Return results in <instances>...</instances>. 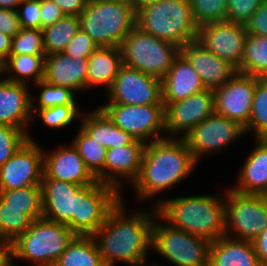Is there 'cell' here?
Wrapping results in <instances>:
<instances>
[{
	"label": "cell",
	"mask_w": 267,
	"mask_h": 266,
	"mask_svg": "<svg viewBox=\"0 0 267 266\" xmlns=\"http://www.w3.org/2000/svg\"><path fill=\"white\" fill-rule=\"evenodd\" d=\"M124 204L122 198L92 236L105 266H115L116 261L130 266H145L157 209L154 206L152 210L140 209L129 215Z\"/></svg>",
	"instance_id": "6da1fadb"
},
{
	"label": "cell",
	"mask_w": 267,
	"mask_h": 266,
	"mask_svg": "<svg viewBox=\"0 0 267 266\" xmlns=\"http://www.w3.org/2000/svg\"><path fill=\"white\" fill-rule=\"evenodd\" d=\"M197 163L184 138L175 136L148 142L139 175L132 183L138 200H148L179 184Z\"/></svg>",
	"instance_id": "7a4b0ae2"
},
{
	"label": "cell",
	"mask_w": 267,
	"mask_h": 266,
	"mask_svg": "<svg viewBox=\"0 0 267 266\" xmlns=\"http://www.w3.org/2000/svg\"><path fill=\"white\" fill-rule=\"evenodd\" d=\"M224 199L220 195L181 196L159 199L154 206L173 227L213 242L226 236Z\"/></svg>",
	"instance_id": "3957f363"
},
{
	"label": "cell",
	"mask_w": 267,
	"mask_h": 266,
	"mask_svg": "<svg viewBox=\"0 0 267 266\" xmlns=\"http://www.w3.org/2000/svg\"><path fill=\"white\" fill-rule=\"evenodd\" d=\"M136 26L147 34L182 47L197 40L198 25L189 0H160L136 11Z\"/></svg>",
	"instance_id": "277c9868"
},
{
	"label": "cell",
	"mask_w": 267,
	"mask_h": 266,
	"mask_svg": "<svg viewBox=\"0 0 267 266\" xmlns=\"http://www.w3.org/2000/svg\"><path fill=\"white\" fill-rule=\"evenodd\" d=\"M76 234L65 224L40 218L9 245L10 266L16 260L33 262L36 266H54L61 253Z\"/></svg>",
	"instance_id": "5b68a950"
},
{
	"label": "cell",
	"mask_w": 267,
	"mask_h": 266,
	"mask_svg": "<svg viewBox=\"0 0 267 266\" xmlns=\"http://www.w3.org/2000/svg\"><path fill=\"white\" fill-rule=\"evenodd\" d=\"M136 12L127 0H88L79 16L80 29L98 47H120L136 26Z\"/></svg>",
	"instance_id": "8992f818"
},
{
	"label": "cell",
	"mask_w": 267,
	"mask_h": 266,
	"mask_svg": "<svg viewBox=\"0 0 267 266\" xmlns=\"http://www.w3.org/2000/svg\"><path fill=\"white\" fill-rule=\"evenodd\" d=\"M122 63L162 79L170 70L180 47L147 34L135 26L120 45Z\"/></svg>",
	"instance_id": "52a82bcc"
},
{
	"label": "cell",
	"mask_w": 267,
	"mask_h": 266,
	"mask_svg": "<svg viewBox=\"0 0 267 266\" xmlns=\"http://www.w3.org/2000/svg\"><path fill=\"white\" fill-rule=\"evenodd\" d=\"M210 243L173 227L158 213L154 217L151 248L175 266H209Z\"/></svg>",
	"instance_id": "ba28073f"
},
{
	"label": "cell",
	"mask_w": 267,
	"mask_h": 266,
	"mask_svg": "<svg viewBox=\"0 0 267 266\" xmlns=\"http://www.w3.org/2000/svg\"><path fill=\"white\" fill-rule=\"evenodd\" d=\"M224 194L226 236L254 241L267 228V196L243 194L230 187Z\"/></svg>",
	"instance_id": "9c48e42d"
},
{
	"label": "cell",
	"mask_w": 267,
	"mask_h": 266,
	"mask_svg": "<svg viewBox=\"0 0 267 266\" xmlns=\"http://www.w3.org/2000/svg\"><path fill=\"white\" fill-rule=\"evenodd\" d=\"M122 198V193L115 187L99 181L82 186L76 192L72 231L76 235L92 236Z\"/></svg>",
	"instance_id": "30bf717a"
},
{
	"label": "cell",
	"mask_w": 267,
	"mask_h": 266,
	"mask_svg": "<svg viewBox=\"0 0 267 266\" xmlns=\"http://www.w3.org/2000/svg\"><path fill=\"white\" fill-rule=\"evenodd\" d=\"M99 108L116 126L139 141L147 144L166 138L161 136L166 131L164 105L105 104Z\"/></svg>",
	"instance_id": "8fae6325"
},
{
	"label": "cell",
	"mask_w": 267,
	"mask_h": 266,
	"mask_svg": "<svg viewBox=\"0 0 267 266\" xmlns=\"http://www.w3.org/2000/svg\"><path fill=\"white\" fill-rule=\"evenodd\" d=\"M107 93L106 104L164 105L161 80L124 64Z\"/></svg>",
	"instance_id": "7c38bea8"
},
{
	"label": "cell",
	"mask_w": 267,
	"mask_h": 266,
	"mask_svg": "<svg viewBox=\"0 0 267 266\" xmlns=\"http://www.w3.org/2000/svg\"><path fill=\"white\" fill-rule=\"evenodd\" d=\"M34 140L28 134V140L23 146L6 163L0 166V190L41 185L44 150Z\"/></svg>",
	"instance_id": "4fadbf2b"
},
{
	"label": "cell",
	"mask_w": 267,
	"mask_h": 266,
	"mask_svg": "<svg viewBox=\"0 0 267 266\" xmlns=\"http://www.w3.org/2000/svg\"><path fill=\"white\" fill-rule=\"evenodd\" d=\"M244 134V127L238 122L213 113L198 123L184 139L198 162L204 154L225 149Z\"/></svg>",
	"instance_id": "5bb4252c"
},
{
	"label": "cell",
	"mask_w": 267,
	"mask_h": 266,
	"mask_svg": "<svg viewBox=\"0 0 267 266\" xmlns=\"http://www.w3.org/2000/svg\"><path fill=\"white\" fill-rule=\"evenodd\" d=\"M163 103L165 133H170L167 138H174V135L185 138L198 123L215 113L212 89H204L183 100Z\"/></svg>",
	"instance_id": "9a60e30c"
},
{
	"label": "cell",
	"mask_w": 267,
	"mask_h": 266,
	"mask_svg": "<svg viewBox=\"0 0 267 266\" xmlns=\"http://www.w3.org/2000/svg\"><path fill=\"white\" fill-rule=\"evenodd\" d=\"M257 77L236 72L225 84L213 89L215 113L245 127L250 119Z\"/></svg>",
	"instance_id": "2e32d148"
},
{
	"label": "cell",
	"mask_w": 267,
	"mask_h": 266,
	"mask_svg": "<svg viewBox=\"0 0 267 266\" xmlns=\"http://www.w3.org/2000/svg\"><path fill=\"white\" fill-rule=\"evenodd\" d=\"M247 35L245 25L228 21L211 22L199 27L197 41L238 69L244 55Z\"/></svg>",
	"instance_id": "e0dca14e"
},
{
	"label": "cell",
	"mask_w": 267,
	"mask_h": 266,
	"mask_svg": "<svg viewBox=\"0 0 267 266\" xmlns=\"http://www.w3.org/2000/svg\"><path fill=\"white\" fill-rule=\"evenodd\" d=\"M42 178H55L80 186L98 182L72 143L68 147L61 145L56 150L43 151Z\"/></svg>",
	"instance_id": "ac0fdd59"
},
{
	"label": "cell",
	"mask_w": 267,
	"mask_h": 266,
	"mask_svg": "<svg viewBox=\"0 0 267 266\" xmlns=\"http://www.w3.org/2000/svg\"><path fill=\"white\" fill-rule=\"evenodd\" d=\"M81 187L55 178H42L43 218L65 224L72 230V214H75L76 192Z\"/></svg>",
	"instance_id": "d6986e66"
},
{
	"label": "cell",
	"mask_w": 267,
	"mask_h": 266,
	"mask_svg": "<svg viewBox=\"0 0 267 266\" xmlns=\"http://www.w3.org/2000/svg\"><path fill=\"white\" fill-rule=\"evenodd\" d=\"M180 53L198 73L206 89L222 86L237 72L234 66L217 57L197 40L182 46Z\"/></svg>",
	"instance_id": "ffe728a7"
},
{
	"label": "cell",
	"mask_w": 267,
	"mask_h": 266,
	"mask_svg": "<svg viewBox=\"0 0 267 266\" xmlns=\"http://www.w3.org/2000/svg\"><path fill=\"white\" fill-rule=\"evenodd\" d=\"M28 84L5 80L0 83V125L22 129L34 119L31 112V93Z\"/></svg>",
	"instance_id": "44dd1931"
},
{
	"label": "cell",
	"mask_w": 267,
	"mask_h": 266,
	"mask_svg": "<svg viewBox=\"0 0 267 266\" xmlns=\"http://www.w3.org/2000/svg\"><path fill=\"white\" fill-rule=\"evenodd\" d=\"M146 143L137 140L134 144L119 148H108L105 159V184L121 191V179L131 181L137 179ZM121 178V179H120Z\"/></svg>",
	"instance_id": "7402d4cb"
},
{
	"label": "cell",
	"mask_w": 267,
	"mask_h": 266,
	"mask_svg": "<svg viewBox=\"0 0 267 266\" xmlns=\"http://www.w3.org/2000/svg\"><path fill=\"white\" fill-rule=\"evenodd\" d=\"M88 58H71L63 52L45 56L46 82L69 88L74 92L86 89Z\"/></svg>",
	"instance_id": "603a6c76"
},
{
	"label": "cell",
	"mask_w": 267,
	"mask_h": 266,
	"mask_svg": "<svg viewBox=\"0 0 267 266\" xmlns=\"http://www.w3.org/2000/svg\"><path fill=\"white\" fill-rule=\"evenodd\" d=\"M163 102H176L206 89L188 60L181 54L161 79Z\"/></svg>",
	"instance_id": "cb8c5ba5"
},
{
	"label": "cell",
	"mask_w": 267,
	"mask_h": 266,
	"mask_svg": "<svg viewBox=\"0 0 267 266\" xmlns=\"http://www.w3.org/2000/svg\"><path fill=\"white\" fill-rule=\"evenodd\" d=\"M238 177L233 190L267 196V138L255 139V147L242 165Z\"/></svg>",
	"instance_id": "d4e9b609"
},
{
	"label": "cell",
	"mask_w": 267,
	"mask_h": 266,
	"mask_svg": "<svg viewBox=\"0 0 267 266\" xmlns=\"http://www.w3.org/2000/svg\"><path fill=\"white\" fill-rule=\"evenodd\" d=\"M209 266H263L253 243L228 236L210 243Z\"/></svg>",
	"instance_id": "484cf974"
},
{
	"label": "cell",
	"mask_w": 267,
	"mask_h": 266,
	"mask_svg": "<svg viewBox=\"0 0 267 266\" xmlns=\"http://www.w3.org/2000/svg\"><path fill=\"white\" fill-rule=\"evenodd\" d=\"M83 115L80 128L106 149L123 147L137 141L131 134L116 126L99 106L93 112Z\"/></svg>",
	"instance_id": "4316f807"
},
{
	"label": "cell",
	"mask_w": 267,
	"mask_h": 266,
	"mask_svg": "<svg viewBox=\"0 0 267 266\" xmlns=\"http://www.w3.org/2000/svg\"><path fill=\"white\" fill-rule=\"evenodd\" d=\"M122 64L120 47H98L88 57L86 90L104 85L108 91Z\"/></svg>",
	"instance_id": "83f0119b"
},
{
	"label": "cell",
	"mask_w": 267,
	"mask_h": 266,
	"mask_svg": "<svg viewBox=\"0 0 267 266\" xmlns=\"http://www.w3.org/2000/svg\"><path fill=\"white\" fill-rule=\"evenodd\" d=\"M54 266H105L93 236L76 235Z\"/></svg>",
	"instance_id": "f1b7e54d"
},
{
	"label": "cell",
	"mask_w": 267,
	"mask_h": 266,
	"mask_svg": "<svg viewBox=\"0 0 267 266\" xmlns=\"http://www.w3.org/2000/svg\"><path fill=\"white\" fill-rule=\"evenodd\" d=\"M46 55H9L6 59V75L4 77L9 81L29 84V78L34 84L44 78ZM32 77V78H31Z\"/></svg>",
	"instance_id": "f546056e"
},
{
	"label": "cell",
	"mask_w": 267,
	"mask_h": 266,
	"mask_svg": "<svg viewBox=\"0 0 267 266\" xmlns=\"http://www.w3.org/2000/svg\"><path fill=\"white\" fill-rule=\"evenodd\" d=\"M0 200L8 205V208L24 210V214L31 221L43 218L41 185L0 190Z\"/></svg>",
	"instance_id": "4dcf8cb0"
},
{
	"label": "cell",
	"mask_w": 267,
	"mask_h": 266,
	"mask_svg": "<svg viewBox=\"0 0 267 266\" xmlns=\"http://www.w3.org/2000/svg\"><path fill=\"white\" fill-rule=\"evenodd\" d=\"M79 29V17L75 15H64L56 23L42 29L45 55L63 52Z\"/></svg>",
	"instance_id": "1f68e13d"
},
{
	"label": "cell",
	"mask_w": 267,
	"mask_h": 266,
	"mask_svg": "<svg viewBox=\"0 0 267 266\" xmlns=\"http://www.w3.org/2000/svg\"><path fill=\"white\" fill-rule=\"evenodd\" d=\"M237 72L267 78V36L247 35L244 55Z\"/></svg>",
	"instance_id": "d6a6232c"
},
{
	"label": "cell",
	"mask_w": 267,
	"mask_h": 266,
	"mask_svg": "<svg viewBox=\"0 0 267 266\" xmlns=\"http://www.w3.org/2000/svg\"><path fill=\"white\" fill-rule=\"evenodd\" d=\"M85 166L97 181L105 184V159L107 149L91 139L81 128L72 141Z\"/></svg>",
	"instance_id": "836d02e7"
},
{
	"label": "cell",
	"mask_w": 267,
	"mask_h": 266,
	"mask_svg": "<svg viewBox=\"0 0 267 266\" xmlns=\"http://www.w3.org/2000/svg\"><path fill=\"white\" fill-rule=\"evenodd\" d=\"M245 133L253 132L255 138H267V78H258L253 95L251 114Z\"/></svg>",
	"instance_id": "e575fe53"
},
{
	"label": "cell",
	"mask_w": 267,
	"mask_h": 266,
	"mask_svg": "<svg viewBox=\"0 0 267 266\" xmlns=\"http://www.w3.org/2000/svg\"><path fill=\"white\" fill-rule=\"evenodd\" d=\"M38 89H41V93L38 97L31 96V110H42L49 107H55L60 105H77L78 102L75 99V92L69 88L56 86L40 80L35 84ZM38 100L36 104L34 100ZM36 104V106H34Z\"/></svg>",
	"instance_id": "d590c367"
},
{
	"label": "cell",
	"mask_w": 267,
	"mask_h": 266,
	"mask_svg": "<svg viewBox=\"0 0 267 266\" xmlns=\"http://www.w3.org/2000/svg\"><path fill=\"white\" fill-rule=\"evenodd\" d=\"M31 220L24 210L8 208L0 200V239L10 245L30 226Z\"/></svg>",
	"instance_id": "8d00e7d4"
},
{
	"label": "cell",
	"mask_w": 267,
	"mask_h": 266,
	"mask_svg": "<svg viewBox=\"0 0 267 266\" xmlns=\"http://www.w3.org/2000/svg\"><path fill=\"white\" fill-rule=\"evenodd\" d=\"M189 3L198 27L211 22L226 21L227 0H189Z\"/></svg>",
	"instance_id": "74e56055"
},
{
	"label": "cell",
	"mask_w": 267,
	"mask_h": 266,
	"mask_svg": "<svg viewBox=\"0 0 267 266\" xmlns=\"http://www.w3.org/2000/svg\"><path fill=\"white\" fill-rule=\"evenodd\" d=\"M45 55L43 33L39 29L22 28L12 37L10 55Z\"/></svg>",
	"instance_id": "f35d334b"
},
{
	"label": "cell",
	"mask_w": 267,
	"mask_h": 266,
	"mask_svg": "<svg viewBox=\"0 0 267 266\" xmlns=\"http://www.w3.org/2000/svg\"><path fill=\"white\" fill-rule=\"evenodd\" d=\"M78 108L79 106L77 105H60L42 110H31V112L32 115L34 113L38 114L47 127L62 129L71 125L76 118L81 119L83 113Z\"/></svg>",
	"instance_id": "ab89813d"
},
{
	"label": "cell",
	"mask_w": 267,
	"mask_h": 266,
	"mask_svg": "<svg viewBox=\"0 0 267 266\" xmlns=\"http://www.w3.org/2000/svg\"><path fill=\"white\" fill-rule=\"evenodd\" d=\"M28 140V134L22 129L0 125V166Z\"/></svg>",
	"instance_id": "60d3db41"
},
{
	"label": "cell",
	"mask_w": 267,
	"mask_h": 266,
	"mask_svg": "<svg viewBox=\"0 0 267 266\" xmlns=\"http://www.w3.org/2000/svg\"><path fill=\"white\" fill-rule=\"evenodd\" d=\"M264 0H227L226 21L245 25Z\"/></svg>",
	"instance_id": "b9f144b4"
},
{
	"label": "cell",
	"mask_w": 267,
	"mask_h": 266,
	"mask_svg": "<svg viewBox=\"0 0 267 266\" xmlns=\"http://www.w3.org/2000/svg\"><path fill=\"white\" fill-rule=\"evenodd\" d=\"M97 48L98 46L92 38L79 29L72 40L67 44L63 53L71 58H88Z\"/></svg>",
	"instance_id": "7bdbcfd3"
},
{
	"label": "cell",
	"mask_w": 267,
	"mask_h": 266,
	"mask_svg": "<svg viewBox=\"0 0 267 266\" xmlns=\"http://www.w3.org/2000/svg\"><path fill=\"white\" fill-rule=\"evenodd\" d=\"M17 13L22 28L41 30L40 0H22Z\"/></svg>",
	"instance_id": "ee69618b"
},
{
	"label": "cell",
	"mask_w": 267,
	"mask_h": 266,
	"mask_svg": "<svg viewBox=\"0 0 267 266\" xmlns=\"http://www.w3.org/2000/svg\"><path fill=\"white\" fill-rule=\"evenodd\" d=\"M245 28L248 34L267 36V0L250 17Z\"/></svg>",
	"instance_id": "f6af8a7d"
},
{
	"label": "cell",
	"mask_w": 267,
	"mask_h": 266,
	"mask_svg": "<svg viewBox=\"0 0 267 266\" xmlns=\"http://www.w3.org/2000/svg\"><path fill=\"white\" fill-rule=\"evenodd\" d=\"M64 13L53 0H40L41 30L56 23Z\"/></svg>",
	"instance_id": "bcb514c9"
},
{
	"label": "cell",
	"mask_w": 267,
	"mask_h": 266,
	"mask_svg": "<svg viewBox=\"0 0 267 266\" xmlns=\"http://www.w3.org/2000/svg\"><path fill=\"white\" fill-rule=\"evenodd\" d=\"M20 29L17 10L0 8V31L13 37Z\"/></svg>",
	"instance_id": "7dc6e473"
},
{
	"label": "cell",
	"mask_w": 267,
	"mask_h": 266,
	"mask_svg": "<svg viewBox=\"0 0 267 266\" xmlns=\"http://www.w3.org/2000/svg\"><path fill=\"white\" fill-rule=\"evenodd\" d=\"M64 15H75L80 16V14L85 9L88 0H53Z\"/></svg>",
	"instance_id": "c3c4849f"
},
{
	"label": "cell",
	"mask_w": 267,
	"mask_h": 266,
	"mask_svg": "<svg viewBox=\"0 0 267 266\" xmlns=\"http://www.w3.org/2000/svg\"><path fill=\"white\" fill-rule=\"evenodd\" d=\"M252 243L261 264L267 266V228Z\"/></svg>",
	"instance_id": "681fc988"
},
{
	"label": "cell",
	"mask_w": 267,
	"mask_h": 266,
	"mask_svg": "<svg viewBox=\"0 0 267 266\" xmlns=\"http://www.w3.org/2000/svg\"><path fill=\"white\" fill-rule=\"evenodd\" d=\"M11 42H12V37L6 34H3L0 31V57L4 58L5 60L10 55Z\"/></svg>",
	"instance_id": "f907efd6"
},
{
	"label": "cell",
	"mask_w": 267,
	"mask_h": 266,
	"mask_svg": "<svg viewBox=\"0 0 267 266\" xmlns=\"http://www.w3.org/2000/svg\"><path fill=\"white\" fill-rule=\"evenodd\" d=\"M0 266H10L9 245L0 239Z\"/></svg>",
	"instance_id": "816d5d0a"
},
{
	"label": "cell",
	"mask_w": 267,
	"mask_h": 266,
	"mask_svg": "<svg viewBox=\"0 0 267 266\" xmlns=\"http://www.w3.org/2000/svg\"><path fill=\"white\" fill-rule=\"evenodd\" d=\"M22 0H0V8L17 10Z\"/></svg>",
	"instance_id": "f5cc1de1"
},
{
	"label": "cell",
	"mask_w": 267,
	"mask_h": 266,
	"mask_svg": "<svg viewBox=\"0 0 267 266\" xmlns=\"http://www.w3.org/2000/svg\"><path fill=\"white\" fill-rule=\"evenodd\" d=\"M160 0H131L130 3L134 9V11H138L139 9H141L142 7L152 4V3H156Z\"/></svg>",
	"instance_id": "db71d44e"
},
{
	"label": "cell",
	"mask_w": 267,
	"mask_h": 266,
	"mask_svg": "<svg viewBox=\"0 0 267 266\" xmlns=\"http://www.w3.org/2000/svg\"><path fill=\"white\" fill-rule=\"evenodd\" d=\"M3 74L6 75V60L0 57V83L6 80L3 78Z\"/></svg>",
	"instance_id": "11a10c76"
}]
</instances>
